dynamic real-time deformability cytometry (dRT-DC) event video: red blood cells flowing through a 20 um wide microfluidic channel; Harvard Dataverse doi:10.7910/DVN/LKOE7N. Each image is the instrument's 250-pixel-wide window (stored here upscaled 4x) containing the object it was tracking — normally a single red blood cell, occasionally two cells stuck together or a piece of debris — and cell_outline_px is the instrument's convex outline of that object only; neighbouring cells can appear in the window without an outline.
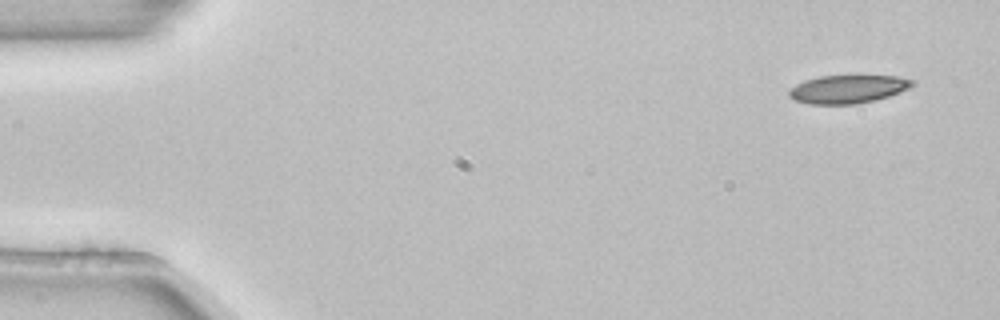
{"species": "common noctule bat (a hibernating species)", "species_latin": "Nyctalus noctula", "temperature_condition": "room temperature", "stored_images_in_passage": 5, "camera_frame_rate_fps": 3000, "um_per_image_px": 0.085, "animal": {"sex": "female", "body_mass_g": 22.7, "forearm_length_mm": 54.2}, "frame": {"image": 1, "passage_image": 1, "time_ms": 0.0, "image_size_px": [1000, 320], "cell_outline_px": [[916, 84], [900, 92], [876, 100], [856, 104], [808, 104], [792, 100], [788, 96], [788, 88], [804, 80], [820, 76], [900, 76], [916, 80]], "centroid_in_image_um": [72.05, 7.58], "position_along_channel_um": 13.0, "area_um2": 20.58}}
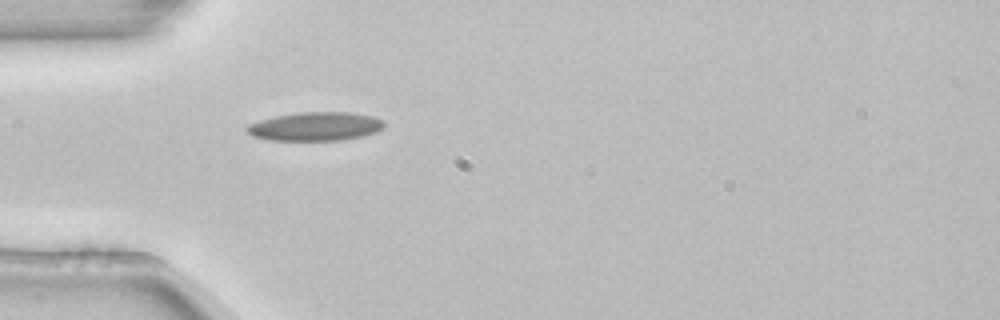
{"frame": {"image": 2, "passage_image": 5, "time_ms": 1.333, "image_size_px": [1000, 320], "cell_outline_px": [[384, 128], [376, 132], [364, 136], [340, 140], [268, 140], [252, 136], [244, 128], [248, 124], [260, 120], [276, 116], [300, 112], [348, 112], [372, 116], [384, 120]], "centroid_in_image_um": [26.81, 10.75], "position_along_channel_um": 58.2, "area_um2": 23.0}}